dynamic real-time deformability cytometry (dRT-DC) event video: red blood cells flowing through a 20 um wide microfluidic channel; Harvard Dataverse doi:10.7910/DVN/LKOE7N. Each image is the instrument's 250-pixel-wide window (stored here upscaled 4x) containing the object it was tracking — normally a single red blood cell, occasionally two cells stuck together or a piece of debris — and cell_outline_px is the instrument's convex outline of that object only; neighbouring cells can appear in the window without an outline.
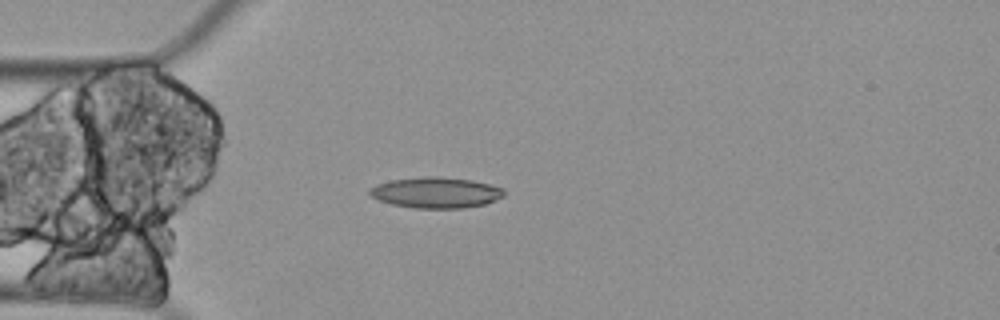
{"species": "Egyptian fruit bat (a non-hibernating species)", "species_latin": "Rousettus aegyptiacus", "temperature_condition": "cold", "stored_images_in_passage": 6, "camera_frame_rate_fps": 3000, "um_per_image_px": 0.085, "animal": {"sex": "female"}, "frame": {"image": 1, "passage_image": 6, "time_ms": 1.667, "image_size_px": [1000, 320], "cell_outline_px": [[504, 196], [484, 204], [464, 208], [416, 208], [392, 204], [380, 200], [372, 196], [368, 192], [376, 184], [392, 180], [424, 176], [440, 176], [472, 180], [504, 188]], "centroid_in_image_um": [37.07, 16.36], "position_along_channel_um": 47.9, "area_um2": 23.99}}